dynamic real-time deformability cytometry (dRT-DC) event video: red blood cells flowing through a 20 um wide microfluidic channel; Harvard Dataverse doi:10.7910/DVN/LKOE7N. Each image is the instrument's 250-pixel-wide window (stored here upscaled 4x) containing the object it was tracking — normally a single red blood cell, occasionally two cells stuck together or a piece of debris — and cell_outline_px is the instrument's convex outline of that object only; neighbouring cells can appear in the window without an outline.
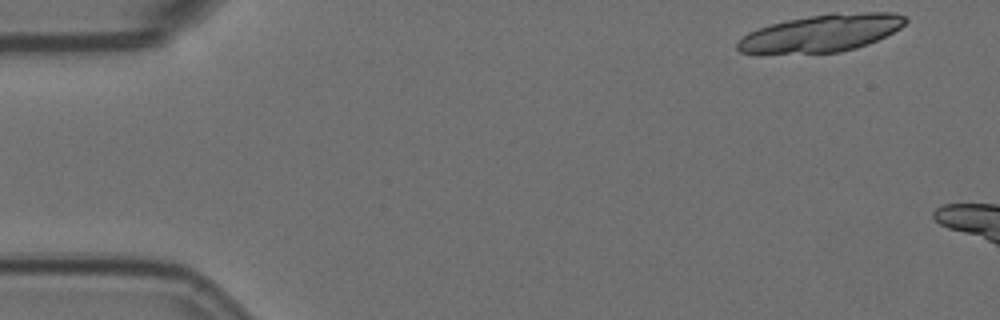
{"species": "Egyptian fruit bat (a non-hibernating species)", "species_latin": "Rousettus aegyptiacus", "temperature_condition": "room temperature", "stored_images_in_passage": 11, "camera_frame_rate_fps": 3000, "um_per_image_px": 0.085, "animal": {"sex": "female"}, "frame": {"image": 1, "passage_image": 1, "time_ms": 0.0, "image_size_px": [1000, 320], "cell_outline_px": [[908, 20], [900, 28], [868, 44], [856, 48], [840, 52], [740, 52], [736, 48], [736, 44], [748, 32], [772, 24], [788, 20], [832, 12], [896, 12], [908, 16]], "centroid_in_image_um": [69.92, 2.78], "position_along_channel_um": 15.1, "area_um2": 35.95}}